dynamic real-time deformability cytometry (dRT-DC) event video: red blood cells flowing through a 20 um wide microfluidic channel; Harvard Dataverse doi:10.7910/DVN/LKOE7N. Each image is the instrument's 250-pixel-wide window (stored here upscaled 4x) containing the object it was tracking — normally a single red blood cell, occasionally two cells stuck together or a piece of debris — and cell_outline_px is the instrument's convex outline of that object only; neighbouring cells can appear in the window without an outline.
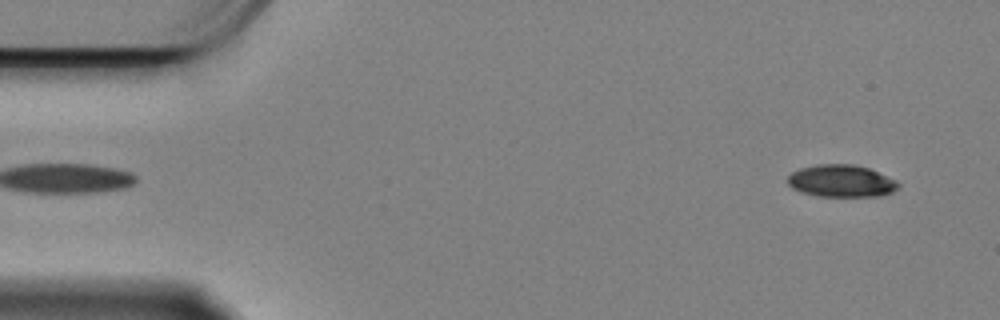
{"species": "Egyptian fruit bat (a non-hibernating species)", "species_latin": "Rousettus aegyptiacus", "temperature_condition": "cold", "stored_images_in_passage": 56, "camera_frame_rate_fps": 3000, "um_per_image_px": 0.085, "animal": {"sex": "female"}, "frame": {"image": 1, "passage_image": 1, "time_ms": 0.0, "image_size_px": [1000, 320], "cell_outline_px": [[900, 188], [892, 192], [880, 196], [816, 196], [800, 192], [792, 188], [788, 184], [788, 176], [792, 172], [800, 168], [816, 164], [852, 164], [868, 168], [896, 180], [900, 184]], "centroid_in_image_um": [71.5, 15.39], "position_along_channel_um": 13.5, "area_um2": 20.87}}
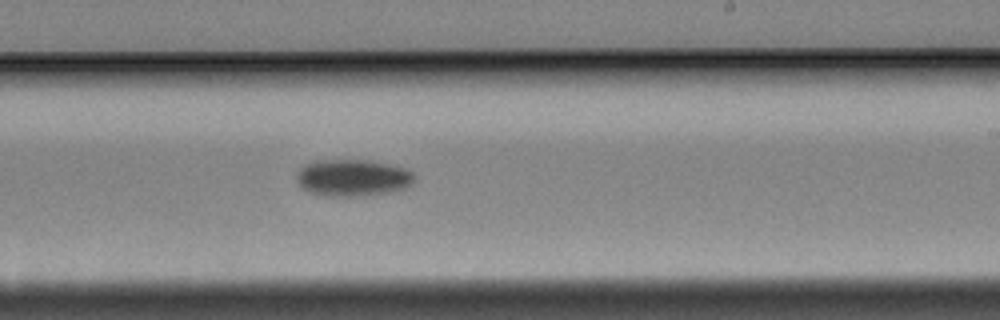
{"frame": {"image": 2, "passage_image": 32, "time_ms": 10.333, "image_size_px": [1000, 320], "cell_outline_px": [[412, 184], [404, 188], [388, 192], [368, 196], [324, 196], [308, 192], [300, 188], [296, 180], [296, 176], [300, 168], [304, 164], [312, 160], [372, 160], [404, 168], [412, 172]], "centroid_in_image_um": [29.9, 15.11], "position_along_channel_um": 259.1, "area_um2": 25.55}}
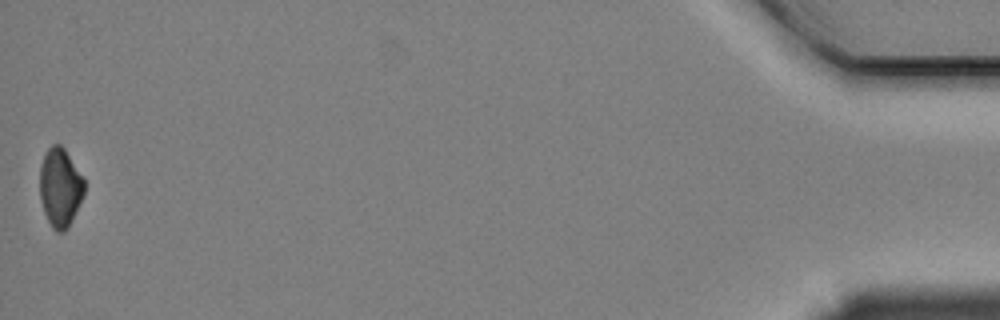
{"frame": {"image": 3, "passage_image": 56, "time_ms": 18.333, "image_size_px": [1000, 320], "cell_outline_px": [[84, 192], [68, 228], [64, 232], [56, 232], [52, 228], [44, 212], [40, 200], [40, 164], [48, 148], [52, 144], [60, 144], [64, 148], [84, 180]], "centroid_in_image_um": [5.08, 15.94], "position_along_channel_um": 430.1, "area_um2": 20.17}, "authors_computed_cell_mechanics": {"area_um2": 23.2067, "velocity_mm_per_s": 3.3429, "shape_relaxation_time_tau1_ms": 2.724, "shape_relaxation_time_tau2_ms": null, "deformation_change_tau1": 0.1069, "deformation_change_tau2": null}}